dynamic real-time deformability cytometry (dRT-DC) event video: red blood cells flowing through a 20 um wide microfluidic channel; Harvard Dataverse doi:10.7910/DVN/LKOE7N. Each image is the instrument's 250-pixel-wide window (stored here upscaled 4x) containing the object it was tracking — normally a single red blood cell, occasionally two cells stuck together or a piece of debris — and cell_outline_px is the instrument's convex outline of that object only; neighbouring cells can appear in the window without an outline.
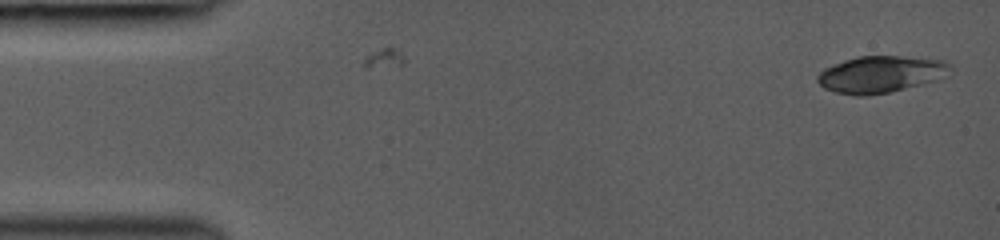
{"species": "common noctule bat (a hibernating species)", "species_latin": "Nyctalus noctula", "temperature_condition": "room temperature", "stored_images_in_passage": 2, "camera_frame_rate_fps": 3000, "um_per_image_px": 0.085, "animal": {"sex": "female", "body_mass_g": 19.0, "forearm_length_mm": 53.3}, "frame": {"image": 1, "passage_image": 1, "time_ms": 0.0, "image_size_px": [1000, 240], "cell_outline_px": [[952, 68], [936, 80], [888, 92], [864, 96], [856, 96], [836, 92], [824, 88], [816, 80], [816, 76], [824, 68], [844, 60], [860, 56], [900, 56], [944, 60]], "centroid_in_image_um": [74.8, 6.31], "position_along_channel_um": 10.2, "area_um2": 28.03}}